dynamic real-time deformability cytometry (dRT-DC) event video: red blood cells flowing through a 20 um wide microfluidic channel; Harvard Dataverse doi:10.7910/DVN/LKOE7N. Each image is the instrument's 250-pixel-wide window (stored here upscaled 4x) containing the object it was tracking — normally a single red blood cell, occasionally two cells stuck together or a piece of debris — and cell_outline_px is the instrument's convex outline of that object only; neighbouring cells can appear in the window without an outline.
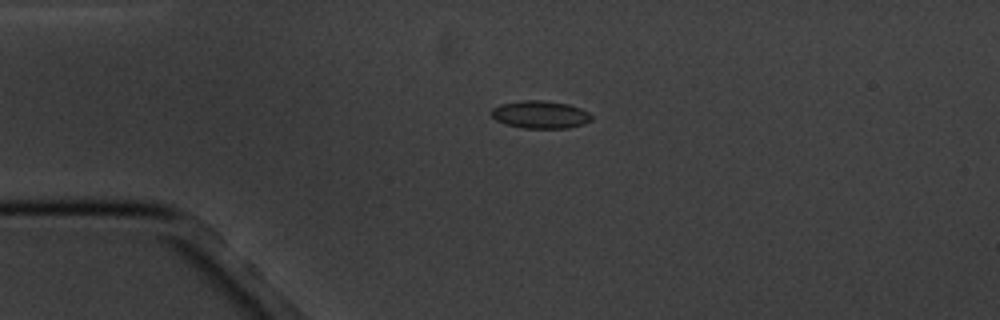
{"species": "common noctule bat (a hibernating species)", "species_latin": "Nyctalus noctula", "temperature_condition": "cold", "stored_images_in_passage": 4, "camera_frame_rate_fps": 3000, "um_per_image_px": 0.085, "animal": {"sex": "male", "body_mass_g": 20.1, "forearm_length_mm": 53.5}, "frame": {"image": 1, "passage_image": 2, "time_ms": 1.0, "image_size_px": [1000, 320], "cell_outline_px": [[592, 120], [584, 124], [568, 128], [524, 128], [504, 124], [496, 120], [492, 116], [492, 108], [500, 104], [520, 100], [544, 100], [568, 104], [580, 108], [588, 112], [592, 116]], "centroid_in_image_um": [45.93, 9.74], "position_along_channel_um": 39.1, "area_um2": 16.24}}
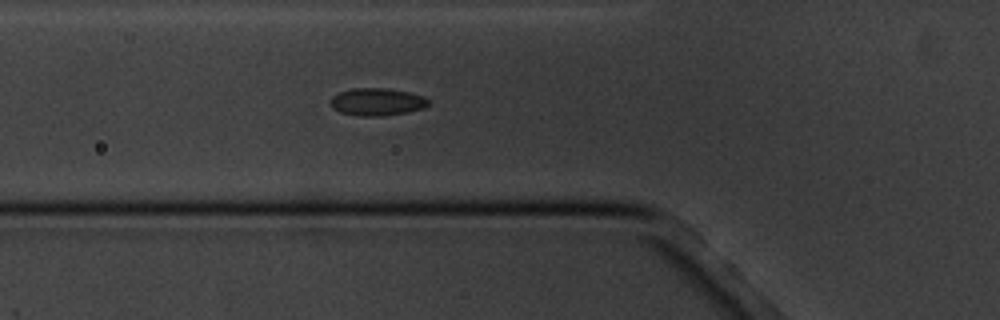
{"frame": {"image": 2, "passage_image": 4, "time_ms": 3.333, "image_size_px": [1000, 320], "cell_outline_px": [[432, 100], [424, 108], [408, 112], [380, 116], [360, 116], [340, 112], [332, 108], [328, 100], [332, 96], [340, 92], [352, 88], [388, 88], [408, 92], [424, 96]], "centroid_in_image_um": [32.04, 8.65], "position_along_channel_um": 93.8, "area_um2": 15.9}}